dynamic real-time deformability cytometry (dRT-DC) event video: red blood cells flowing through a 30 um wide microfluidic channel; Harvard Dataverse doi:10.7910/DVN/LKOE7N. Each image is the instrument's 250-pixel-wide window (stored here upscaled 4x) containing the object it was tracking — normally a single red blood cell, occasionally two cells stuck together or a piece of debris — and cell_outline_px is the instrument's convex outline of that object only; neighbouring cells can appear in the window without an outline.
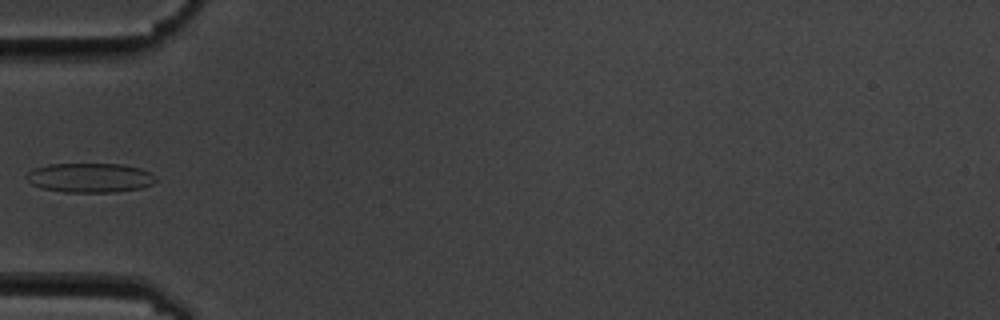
{"species": "common noctule bat (a hibernating species)", "species_latin": "Nyctalus noctula", "temperature_condition": "cold", "stored_images_in_passage": 7, "camera_frame_rate_fps": 3000, "um_per_image_px": 0.085, "animal": {"sex": "male", "body_mass_g": 19.5, "forearm_length_mm": 54.6}, "frame": {"image": 1, "passage_image": 5, "time_ms": 5.0, "image_size_px": [1000, 320], "cell_outline_px": [[156, 180], [152, 184], [140, 188], [116, 192], [64, 192], [40, 188], [32, 184], [24, 176], [28, 172], [36, 168], [48, 164], [124, 164], [140, 168], [156, 176]], "centroid_in_image_um": [7.64, 15.11], "position_along_channel_um": 77.4, "area_um2": 22.2}}
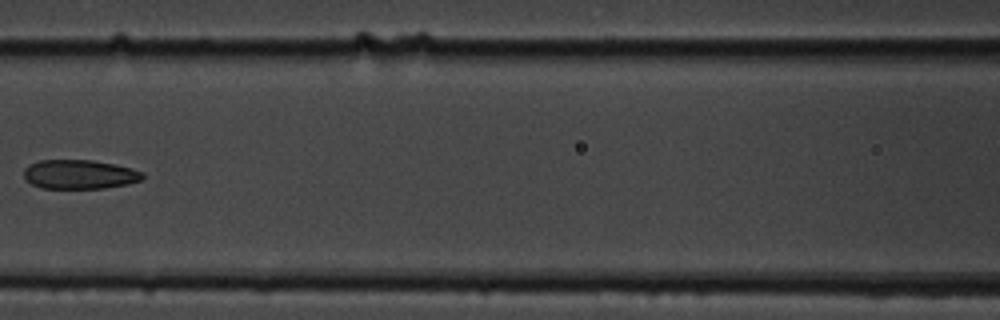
{"frame": {"image": 2, "passage_image": 7, "time_ms": 7.333, "image_size_px": [1000, 320], "cell_outline_px": [[144, 176], [140, 180], [128, 184], [104, 188], [40, 188], [32, 184], [24, 176], [24, 168], [28, 164], [40, 160], [92, 160], [116, 164], [132, 168], [144, 172]], "centroid_in_image_um": [6.77, 14.81], "position_along_channel_um": 159.8, "area_um2": 20.29}}